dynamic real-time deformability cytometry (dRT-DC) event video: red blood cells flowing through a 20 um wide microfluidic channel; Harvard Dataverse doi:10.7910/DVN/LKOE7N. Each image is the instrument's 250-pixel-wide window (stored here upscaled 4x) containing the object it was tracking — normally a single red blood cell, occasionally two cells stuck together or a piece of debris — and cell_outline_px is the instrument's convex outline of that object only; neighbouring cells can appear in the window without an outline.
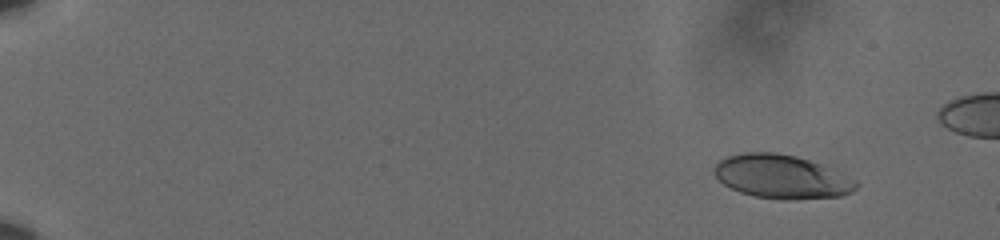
{"species": "human", "species_latin": "Homo sapiens", "temperature_condition": "cold", "stored_images_in_passage": 55, "camera_frame_rate_fps": 3000, "um_per_image_px": 0.085, "donor": {"sex": "male"}, "frame": {"image": 1, "passage_image": 1, "time_ms": 0.0, "image_size_px": [1000, 240], "cell_outline_px": [[860, 184], [852, 192], [840, 196], [788, 200], [780, 200], [756, 196], [740, 192], [724, 184], [712, 172], [712, 168], [720, 160], [728, 156], [744, 152], [776, 152], [796, 156], [820, 164], [856, 180]], "centroid_in_image_um": [66.42, 15.02], "position_along_channel_um": 18.6, "area_um2": 36.01}}
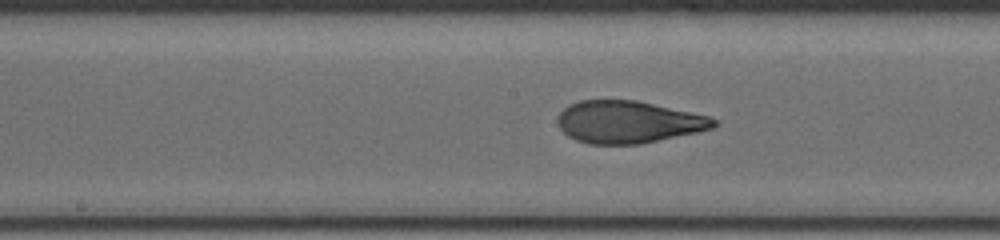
{"frame": {"image": 2, "passage_image": 29, "time_ms": 9.333, "image_size_px": [1000, 240], "cell_outline_px": [[716, 124], [712, 128], [696, 132], [640, 144], [588, 144], [576, 140], [568, 136], [560, 128], [556, 120], [556, 116], [568, 104], [580, 100], [636, 100], [708, 116], [716, 120]], "centroid_in_image_um": [53.33, 10.37], "position_along_channel_um": 194.9, "area_um2": 38.26}}
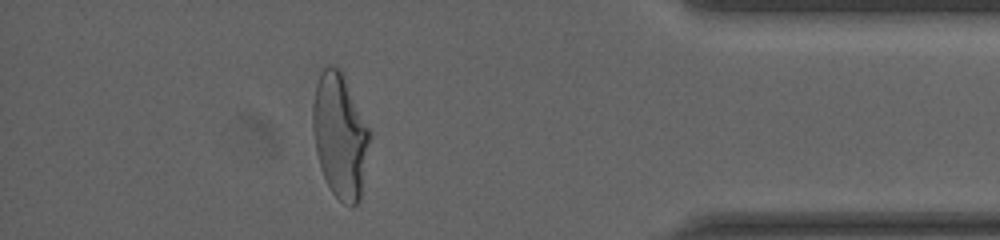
{"frame": {"image": 3, "passage_image": 49, "time_ms": 16.0, "image_size_px": [1000, 240], "cell_outline_px": [[372, 132], [360, 204], [352, 208], [344, 204], [332, 192], [320, 168], [316, 152], [312, 128], [312, 104], [316, 84], [320, 72], [328, 64], [340, 68]], "centroid_in_image_um": [28.92, 11.56], "position_along_channel_um": 406.3, "area_um2": 42.08}}